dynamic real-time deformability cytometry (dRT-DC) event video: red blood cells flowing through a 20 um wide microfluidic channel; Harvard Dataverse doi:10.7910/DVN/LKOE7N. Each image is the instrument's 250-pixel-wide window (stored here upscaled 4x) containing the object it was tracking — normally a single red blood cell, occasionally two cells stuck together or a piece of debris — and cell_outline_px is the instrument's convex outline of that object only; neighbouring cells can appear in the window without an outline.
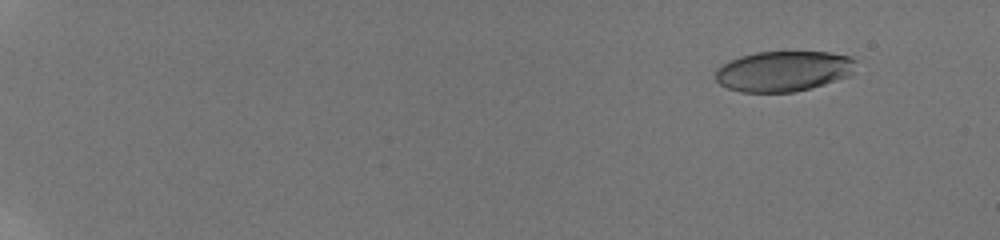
{"species": "human", "species_latin": "Homo sapiens", "temperature_condition": "room temperature", "stored_images_in_passage": 21, "camera_frame_rate_fps": 3000, "um_per_image_px": 0.085, "donor": {"sex": "male"}, "frame": {"image": 1, "passage_image": 4, "time_ms": 1.667, "image_size_px": [1000, 240], "cell_outline_px": [[856, 60], [852, 72], [848, 76], [812, 88], [792, 92], [740, 92], [728, 88], [720, 84], [716, 80], [716, 68], [720, 64], [728, 60], [740, 56], [756, 52], [828, 52], [852, 56]], "centroid_in_image_um": [66.57, 6.04], "position_along_channel_um": 18.4, "area_um2": 33.23}}
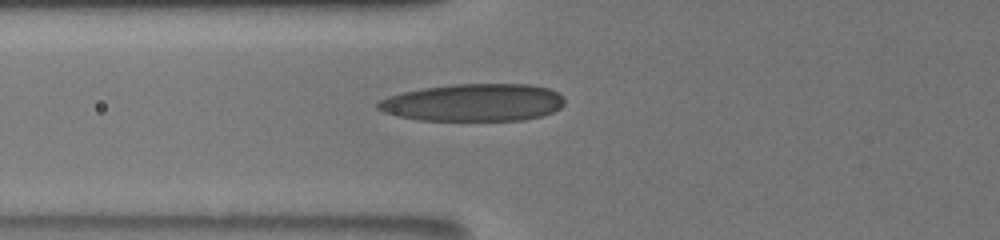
{"frame": {"image": 2, "passage_image": 18, "time_ms": 8.333, "image_size_px": [1000, 240], "cell_outline_px": [[564, 104], [560, 108], [552, 112], [540, 116], [524, 120], [420, 120], [400, 116], [384, 112], [376, 108], [376, 104], [380, 100], [388, 96], [404, 92], [424, 88], [452, 84], [528, 84], [548, 88], [556, 92], [564, 100]], "centroid_in_image_um": [40.24, 8.71], "position_along_channel_um": 85.6, "area_um2": 40.52}}
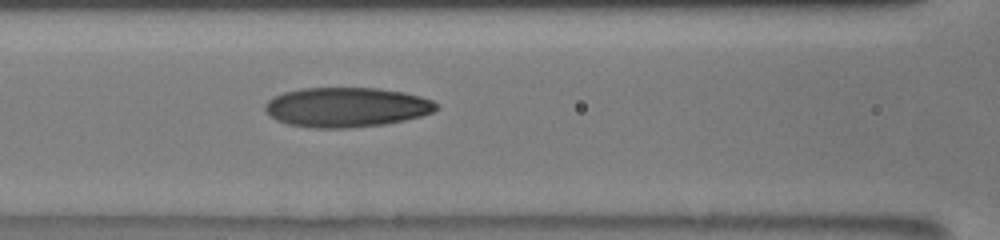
{"frame": {"image": 3, "passage_image": 21, "time_ms": 9.667, "image_size_px": [1000, 240], "cell_outline_px": [[436, 108], [432, 112], [420, 116], [404, 120], [384, 124], [348, 128], [312, 128], [288, 124], [276, 120], [264, 108], [264, 104], [272, 96], [284, 92], [304, 88], [376, 88], [404, 92], [420, 96], [432, 100], [436, 104]], "centroid_in_image_um": [29.41, 9.11], "position_along_channel_um": 137.2, "area_um2": 39.48}}